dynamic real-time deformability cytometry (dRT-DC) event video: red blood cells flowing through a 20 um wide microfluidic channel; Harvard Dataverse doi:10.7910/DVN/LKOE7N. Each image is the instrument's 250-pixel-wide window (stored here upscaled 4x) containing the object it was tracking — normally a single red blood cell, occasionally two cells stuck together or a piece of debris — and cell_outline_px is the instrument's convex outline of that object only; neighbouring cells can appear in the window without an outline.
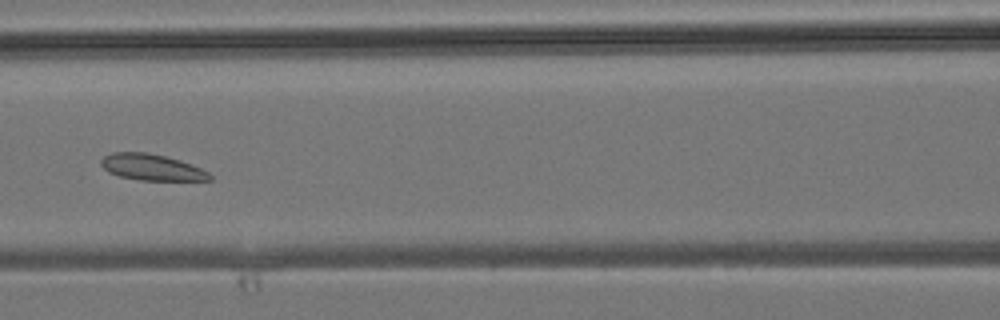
{"species": "common noctule bat (a hibernating species)", "species_latin": "Nyctalus noctula", "temperature_condition": "room temperature", "stored_images_in_passage": 43, "camera_frame_rate_fps": 3000, "um_per_image_px": 0.085, "animal": {"sex": "male", "body_mass_g": 19.2, "forearm_length_mm": 51.8}, "frame": {"image": 1, "passage_image": 18, "time_ms": 5.667, "image_size_px": [1000, 320], "cell_outline_px": [[212, 180], [140, 180], [120, 176], [108, 172], [100, 164], [100, 160], [104, 156], [112, 152], [148, 152], [180, 160], [200, 168], [208, 172], [212, 176]], "centroid_in_image_um": [12.87, 14.21], "position_along_channel_um": 153.7, "area_um2": 16.53}}
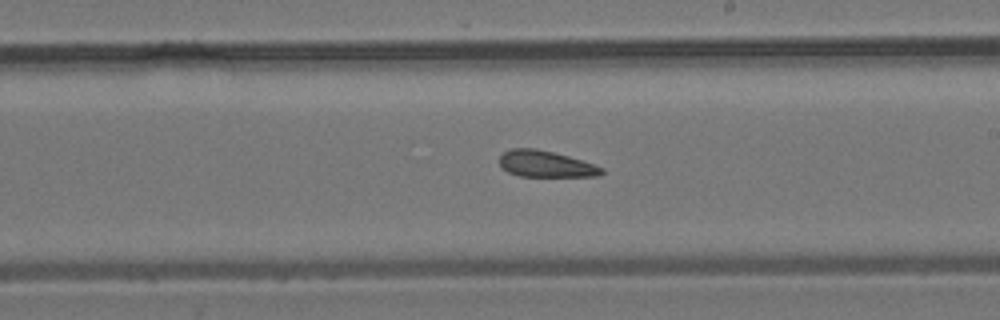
{"frame": {"image": 2, "passage_image": 24, "time_ms": 7.667, "image_size_px": [1000, 320], "cell_outline_px": [[604, 172], [600, 176], [520, 176], [508, 172], [500, 168], [500, 156], [504, 152], [512, 148], [536, 148], [568, 156], [596, 164], [604, 168]], "centroid_in_image_um": [46.4, 13.94], "position_along_channel_um": 242.6, "area_um2": 15.78}}
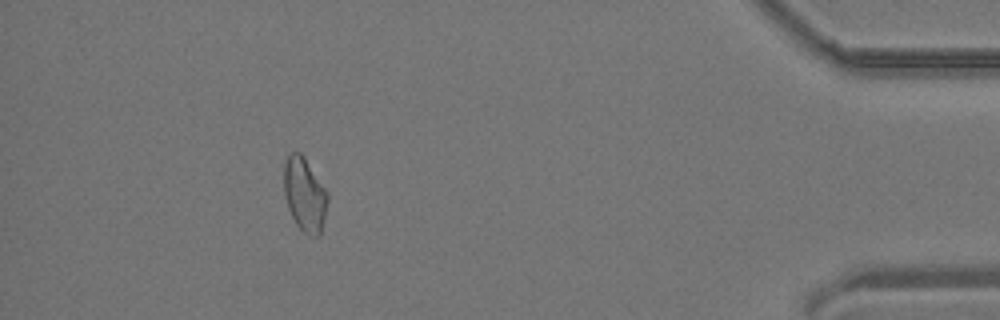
{"frame": {"image": 3, "passage_image": 39, "time_ms": 12.667, "image_size_px": [1000, 320], "cell_outline_px": [[328, 200], [320, 236], [316, 236], [304, 232], [296, 224], [288, 208], [284, 192], [284, 164], [288, 152], [300, 152], [304, 156], [328, 192]], "centroid_in_image_um": [25.89, 16.5], "position_along_channel_um": 409.3, "area_um2": 18.79}}